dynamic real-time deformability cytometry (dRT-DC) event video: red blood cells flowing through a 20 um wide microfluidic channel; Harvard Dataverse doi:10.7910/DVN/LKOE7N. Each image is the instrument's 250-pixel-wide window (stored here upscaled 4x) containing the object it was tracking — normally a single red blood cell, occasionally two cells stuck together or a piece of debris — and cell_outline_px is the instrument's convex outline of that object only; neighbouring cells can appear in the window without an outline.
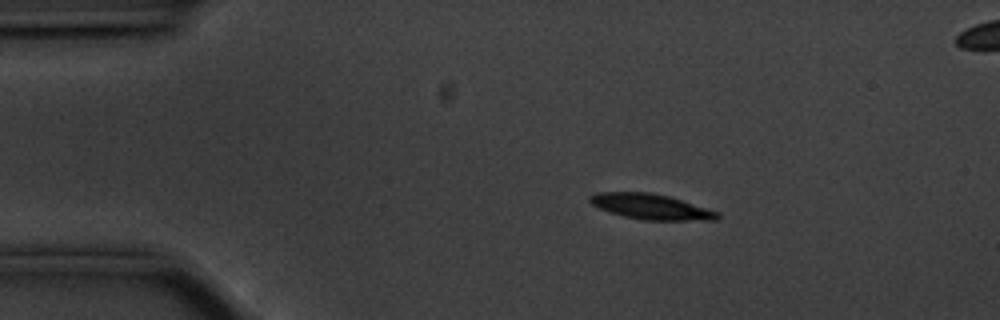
{"species": "common noctule bat (a hibernating species)", "species_latin": "Nyctalus noctula", "temperature_condition": "cold", "stored_images_in_passage": 56, "camera_frame_rate_fps": 3000, "um_per_image_px": 0.085, "animal": {"sex": "male", "body_mass_g": 20.1, "forearm_length_mm": 53.5}, "frame": {"image": 1, "passage_image": 9, "time_ms": 2.667, "image_size_px": [1000, 320], "cell_outline_px": [[720, 216], [716, 220], [644, 220], [624, 216], [600, 208], [592, 204], [588, 200], [588, 196], [596, 192], [652, 192], [668, 196], [720, 212]], "centroid_in_image_um": [55.33, 17.56], "position_along_channel_um": 29.7, "area_um2": 18.79}}
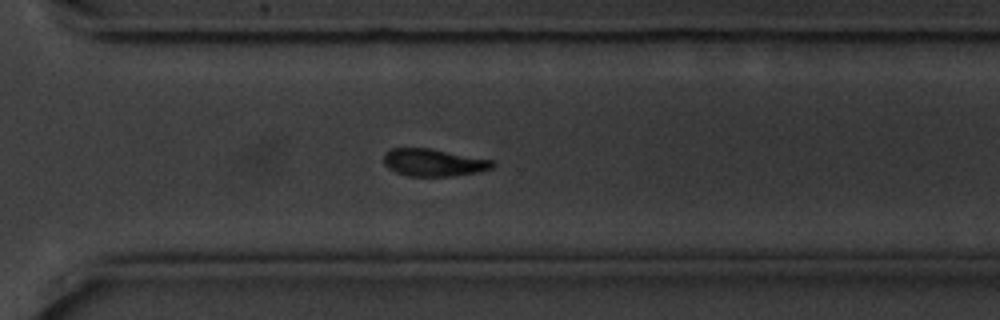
{"frame": {"image": 2, "passage_image": 39, "time_ms": 12.667, "image_size_px": [1000, 320], "cell_outline_px": [[496, 164], [492, 168], [476, 172], [452, 176], [408, 176], [396, 172], [388, 168], [384, 164], [384, 152], [392, 148], [428, 148], [492, 160]], "centroid_in_image_um": [36.82, 13.81], "position_along_channel_um": 333.8, "area_um2": 17.22}}
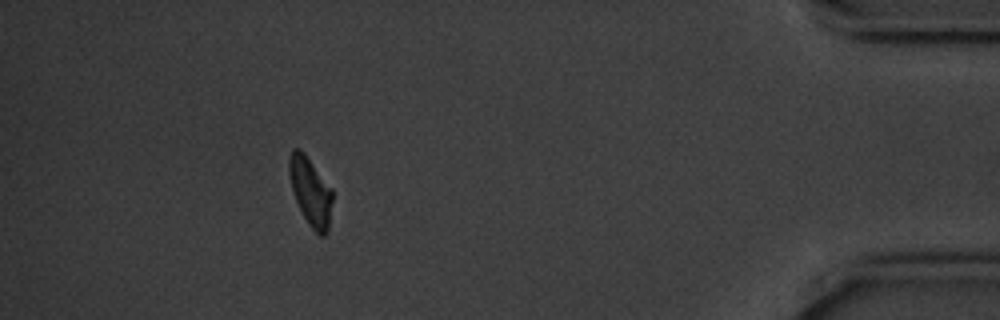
{"frame": {"image": 3, "passage_image": 50, "time_ms": 16.333, "image_size_px": [1000, 320], "cell_outline_px": [[332, 200], [328, 232], [324, 236], [320, 236], [308, 224], [296, 200], [292, 188], [288, 168], [288, 160], [292, 148], [300, 148], [304, 152], [332, 188]], "centroid_in_image_um": [26.4, 16.25], "position_along_channel_um": 408.8, "area_um2": 17.17}, "authors_computed_cell_mechanics": {"area_um2": 18.0914, "velocity_mm_per_s": 3.5345, "shape_relaxation_time_tau1_ms": 1.8455, "shape_relaxation_time_tau2_ms": null, "deformation_change_tau1": 0.1473, "deformation_change_tau2": null}}